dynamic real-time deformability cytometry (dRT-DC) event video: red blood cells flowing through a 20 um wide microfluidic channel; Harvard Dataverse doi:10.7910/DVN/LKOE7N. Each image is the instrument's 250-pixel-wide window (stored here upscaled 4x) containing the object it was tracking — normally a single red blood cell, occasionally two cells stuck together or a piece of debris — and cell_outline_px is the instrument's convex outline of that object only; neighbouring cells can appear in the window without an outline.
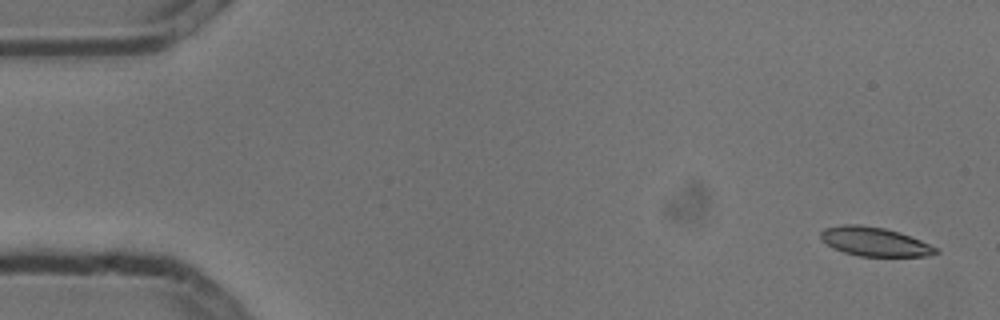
{"species": "common noctule bat (a hibernating species)", "species_latin": "Nyctalus noctula", "temperature_condition": "cold", "stored_images_in_passage": 6, "camera_frame_rate_fps": 3000, "um_per_image_px": 0.085, "animal": {"sex": "male", "body_mass_g": 13.3}, "frame": {"image": 1, "passage_image": 1, "time_ms": 0.0, "image_size_px": [1000, 320], "cell_outline_px": [[940, 252], [928, 256], [860, 256], [844, 252], [832, 248], [820, 240], [820, 232], [824, 228], [844, 224], [860, 224], [884, 228], [920, 240], [940, 248]], "centroid_in_image_um": [74.32, 20.54], "position_along_channel_um": 10.7, "area_um2": 19.48}}
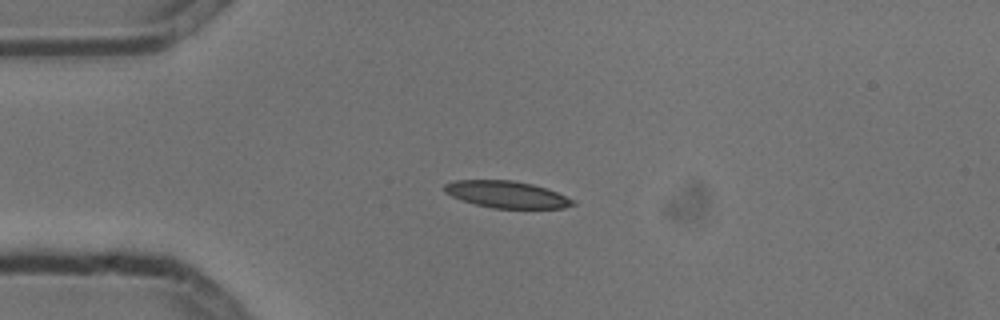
{"frame": {"image": 2, "passage_image": 4, "time_ms": 1.0, "image_size_px": [1000, 320], "cell_outline_px": [[576, 204], [564, 208], [492, 208], [476, 204], [452, 196], [444, 192], [444, 184], [456, 180], [512, 180], [532, 184], [556, 192], [576, 200]], "centroid_in_image_um": [43.08, 16.53], "position_along_channel_um": 41.9, "area_um2": 19.94}}
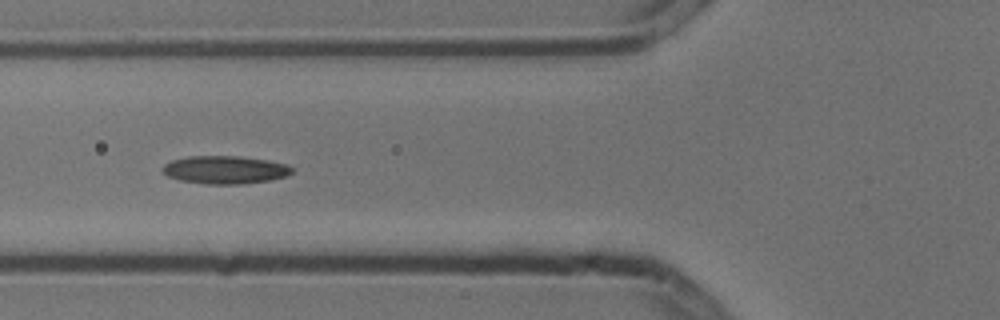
{"frame": {"image": 3, "passage_image": 6, "time_ms": 1.667, "image_size_px": [1000, 320], "cell_outline_px": [[292, 172], [284, 176], [272, 180], [244, 184], [204, 184], [180, 180], [168, 176], [164, 172], [164, 164], [172, 160], [188, 156], [236, 156], [268, 160], [284, 164], [292, 168]], "centroid_in_image_um": [19.12, 14.44], "position_along_channel_um": 106.7, "area_um2": 20.92}}